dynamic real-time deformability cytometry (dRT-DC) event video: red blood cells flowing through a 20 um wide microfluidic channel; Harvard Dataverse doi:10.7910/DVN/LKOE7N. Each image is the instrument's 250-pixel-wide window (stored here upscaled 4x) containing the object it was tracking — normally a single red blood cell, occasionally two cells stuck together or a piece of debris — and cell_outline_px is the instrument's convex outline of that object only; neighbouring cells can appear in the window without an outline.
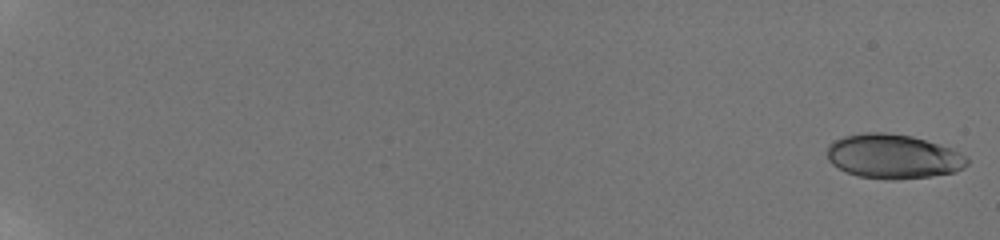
{"species": "human", "species_latin": "Homo sapiens", "temperature_condition": "room temperature", "stored_images_in_passage": 22, "camera_frame_rate_fps": 3000, "um_per_image_px": 0.085, "donor": {"sex": "male"}, "frame": {"image": 1, "passage_image": 1, "time_ms": 0.0, "image_size_px": [1000, 240], "cell_outline_px": [[968, 164], [964, 168], [956, 172], [932, 176], [896, 180], [888, 180], [860, 176], [848, 172], [832, 164], [828, 160], [828, 144], [844, 136], [868, 132], [884, 132], [912, 136], [960, 152], [968, 160]], "centroid_in_image_um": [75.92, 13.31], "position_along_channel_um": 9.1, "area_um2": 35.95}}
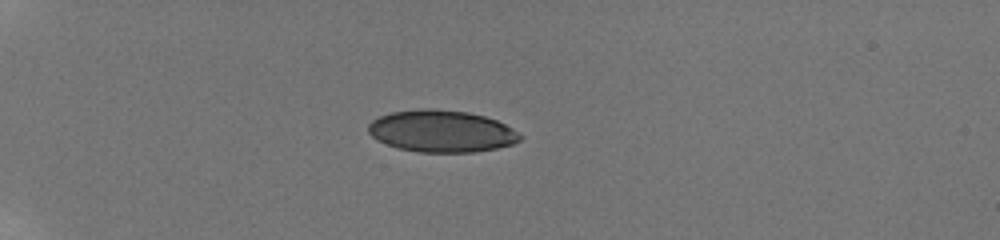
{"frame": {"image": 2, "passage_image": 16, "time_ms": 6.0, "image_size_px": [1000, 240], "cell_outline_px": [[524, 136], [520, 140], [512, 144], [496, 148], [476, 152], [420, 152], [396, 148], [376, 140], [368, 132], [368, 124], [372, 120], [380, 116], [392, 112], [424, 108], [428, 108], [468, 112], [484, 116], [496, 120], [512, 128]], "centroid_in_image_um": [37.52, 11.15], "position_along_channel_um": 47.5, "area_um2": 37.17}}